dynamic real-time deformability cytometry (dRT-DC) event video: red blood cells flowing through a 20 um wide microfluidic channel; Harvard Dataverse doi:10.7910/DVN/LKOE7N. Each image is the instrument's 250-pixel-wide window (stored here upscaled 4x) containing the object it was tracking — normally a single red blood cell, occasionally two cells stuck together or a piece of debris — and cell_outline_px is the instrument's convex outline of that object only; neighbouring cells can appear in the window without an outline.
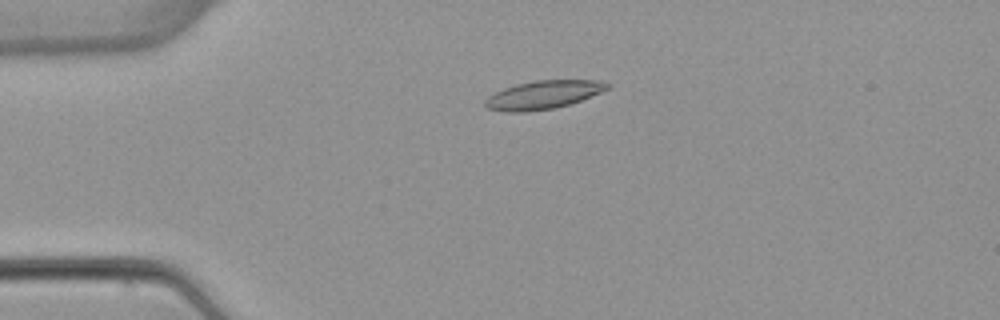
{"species": "common noctule bat (a hibernating species)", "species_latin": "Nyctalus noctula", "temperature_condition": "warm", "stored_images_in_passage": 4, "camera_frame_rate_fps": 3000, "um_per_image_px": 0.085, "animal": {"sex": "female", "body_mass_g": 22.7, "forearm_length_mm": 54.2}, "frame": {"image": 1, "passage_image": 3, "time_ms": 2.667, "image_size_px": [1000, 320], "cell_outline_px": [[608, 88], [600, 92], [580, 100], [556, 108], [528, 112], [504, 112], [488, 108], [484, 104], [484, 100], [488, 96], [504, 88], [516, 84], [536, 80], [596, 80], [608, 84]], "centroid_in_image_um": [46.11, 8.07], "position_along_channel_um": 38.9, "area_um2": 20.0}}